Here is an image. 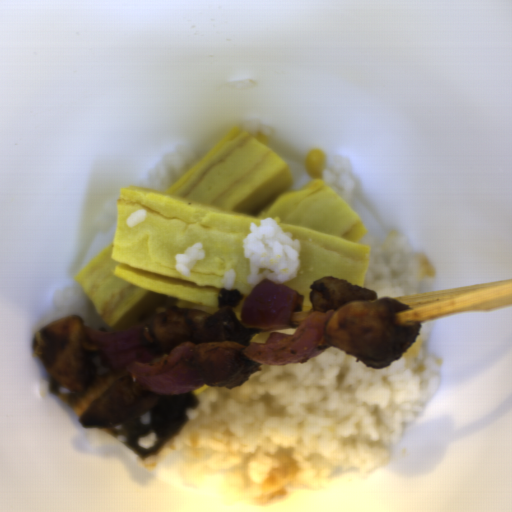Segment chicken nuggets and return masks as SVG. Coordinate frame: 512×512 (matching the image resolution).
<instances>
[{"label": "chicken nuggets", "mask_w": 512, "mask_h": 512, "mask_svg": "<svg viewBox=\"0 0 512 512\" xmlns=\"http://www.w3.org/2000/svg\"><path fill=\"white\" fill-rule=\"evenodd\" d=\"M262 328H246L233 309L225 307L215 314L206 311L169 307L155 316L150 326L152 346L169 354L178 345H196L193 359L206 385L234 388L248 380L260 367L243 350Z\"/></svg>", "instance_id": "cc037f56"}, {"label": "chicken nuggets", "mask_w": 512, "mask_h": 512, "mask_svg": "<svg viewBox=\"0 0 512 512\" xmlns=\"http://www.w3.org/2000/svg\"><path fill=\"white\" fill-rule=\"evenodd\" d=\"M309 299L314 312L334 313L324 333L335 349L345 351L368 367L388 365L414 343L421 323L399 325L397 314L413 308L392 297L350 281L325 275L311 283Z\"/></svg>", "instance_id": "f4ed5422"}, {"label": "chicken nuggets", "mask_w": 512, "mask_h": 512, "mask_svg": "<svg viewBox=\"0 0 512 512\" xmlns=\"http://www.w3.org/2000/svg\"><path fill=\"white\" fill-rule=\"evenodd\" d=\"M43 368L70 390L68 405L84 428H116L151 411L161 394L141 390L128 372L110 371L102 347L88 338L83 319L67 315L34 335Z\"/></svg>", "instance_id": "90cb4de2"}]
</instances>
